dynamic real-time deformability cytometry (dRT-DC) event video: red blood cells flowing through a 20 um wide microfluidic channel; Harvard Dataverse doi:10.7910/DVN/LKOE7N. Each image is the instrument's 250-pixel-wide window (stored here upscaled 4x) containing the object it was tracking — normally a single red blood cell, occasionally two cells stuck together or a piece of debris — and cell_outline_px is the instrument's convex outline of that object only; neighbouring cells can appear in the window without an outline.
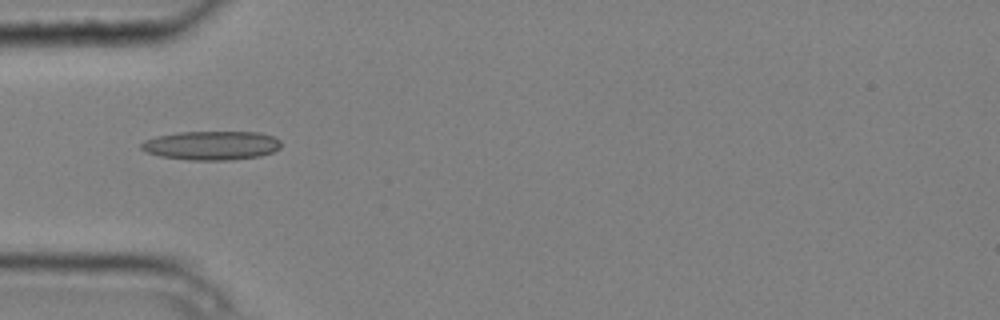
{"species": "common noctule bat (a hibernating species)", "species_latin": "Nyctalus noctula", "temperature_condition": "cold", "stored_images_in_passage": 9, "camera_frame_rate_fps": 3000, "um_per_image_px": 0.085, "animal": {"sex": "male", "body_mass_g": 20.4}, "frame": {"image": 1, "passage_image": 4, "time_ms": 1.0, "image_size_px": [1000, 320], "cell_outline_px": [[280, 148], [272, 152], [260, 156], [232, 160], [188, 160], [160, 156], [148, 152], [140, 148], [140, 144], [144, 140], [156, 136], [180, 132], [260, 132], [272, 136], [280, 140]], "centroid_in_image_um": [17.97, 12.36], "position_along_channel_um": 67.0, "area_um2": 23.64}}
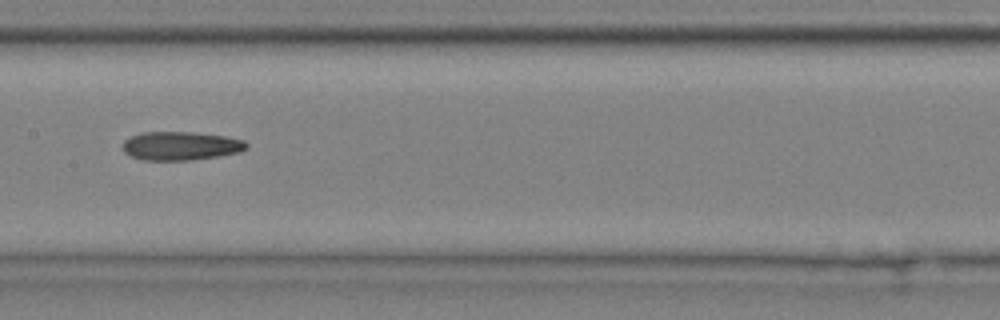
{"frame": {"image": 2, "passage_image": 7, "time_ms": 2.0, "image_size_px": [1000, 320], "cell_outline_px": [[248, 148], [240, 152], [220, 156], [192, 160], [144, 160], [132, 156], [124, 152], [124, 140], [140, 132], [192, 132], [224, 136], [244, 140], [248, 144]], "centroid_in_image_um": [15.4, 12.4], "position_along_channel_um": 192.0, "area_um2": 20.63}}
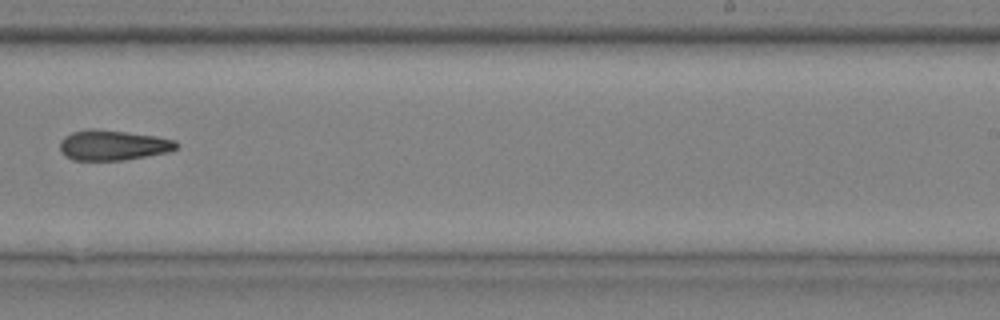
{"frame": {"image": 3, "passage_image": 9, "time_ms": 2.667, "image_size_px": [1000, 320], "cell_outline_px": [[176, 148], [168, 152], [124, 160], [72, 160], [64, 156], [60, 152], [60, 140], [64, 136], [72, 132], [92, 128], [96, 128], [156, 136], [176, 140]], "centroid_in_image_um": [9.55, 12.34], "position_along_channel_um": 279.5, "area_um2": 20.58}}